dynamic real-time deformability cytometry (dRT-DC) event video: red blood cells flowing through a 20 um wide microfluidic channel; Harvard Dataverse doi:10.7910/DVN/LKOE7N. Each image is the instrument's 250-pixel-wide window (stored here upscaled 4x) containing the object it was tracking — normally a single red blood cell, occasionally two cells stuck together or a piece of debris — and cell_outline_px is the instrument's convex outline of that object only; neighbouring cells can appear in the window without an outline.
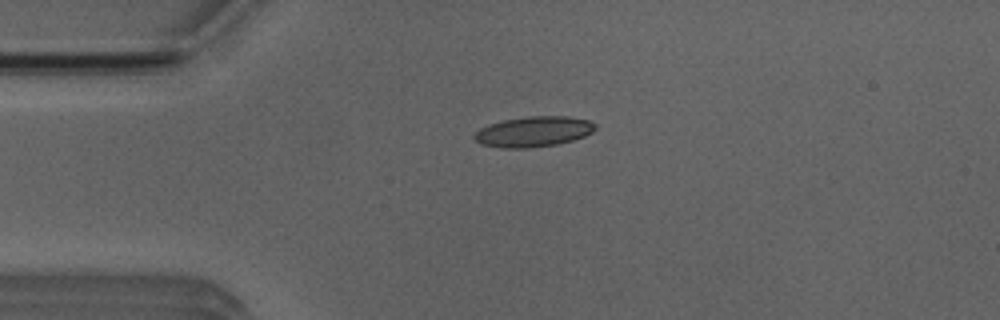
{"species": "Egyptian fruit bat (a non-hibernating species)", "species_latin": "Rousettus aegyptiacus", "temperature_condition": "room temperature", "stored_images_in_passage": 5, "camera_frame_rate_fps": 3000, "um_per_image_px": 0.085, "animal": {"sex": "male"}, "frame": {"image": 1, "passage_image": 4, "time_ms": 3.667, "image_size_px": [1000, 320], "cell_outline_px": [[596, 128], [592, 132], [584, 136], [572, 140], [556, 144], [528, 148], [504, 148], [480, 144], [472, 136], [480, 128], [488, 124], [504, 120], [528, 116], [568, 116], [588, 120], [596, 124]], "centroid_in_image_um": [45.34, 11.18], "position_along_channel_um": 39.7, "area_um2": 21.39}}